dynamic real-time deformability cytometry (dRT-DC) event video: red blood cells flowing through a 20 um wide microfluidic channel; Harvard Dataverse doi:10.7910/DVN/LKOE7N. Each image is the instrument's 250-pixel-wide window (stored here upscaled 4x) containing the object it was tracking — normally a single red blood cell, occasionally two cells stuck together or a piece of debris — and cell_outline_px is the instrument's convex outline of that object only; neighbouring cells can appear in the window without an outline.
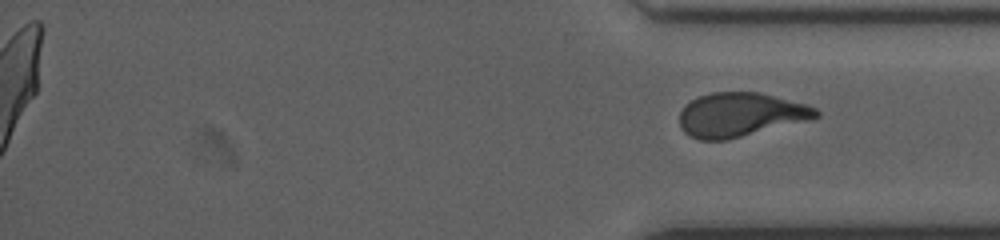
{"species": "human", "species_latin": "Homo sapiens", "temperature_condition": "cold", "stored_images_in_passage": 44, "segment_of_instrument_passage": [2, 2], "camera_frame_rate_fps": 3000, "um_per_image_px": 0.085, "donor": {"sex": "female"}, "frame": {"image": 1, "passage_image": 44, "time_ms": 14.333, "image_size_px": [1000, 240], "cell_outline_px": [[820, 116], [812, 120], [728, 140], [700, 140], [688, 136], [680, 128], [680, 112], [692, 100], [700, 96], [712, 92], [760, 92], [808, 104], [816, 108], [820, 112]], "centroid_in_image_um": [62.99, 9.76], "position_along_channel_um": 372.2, "area_um2": 35.43}}